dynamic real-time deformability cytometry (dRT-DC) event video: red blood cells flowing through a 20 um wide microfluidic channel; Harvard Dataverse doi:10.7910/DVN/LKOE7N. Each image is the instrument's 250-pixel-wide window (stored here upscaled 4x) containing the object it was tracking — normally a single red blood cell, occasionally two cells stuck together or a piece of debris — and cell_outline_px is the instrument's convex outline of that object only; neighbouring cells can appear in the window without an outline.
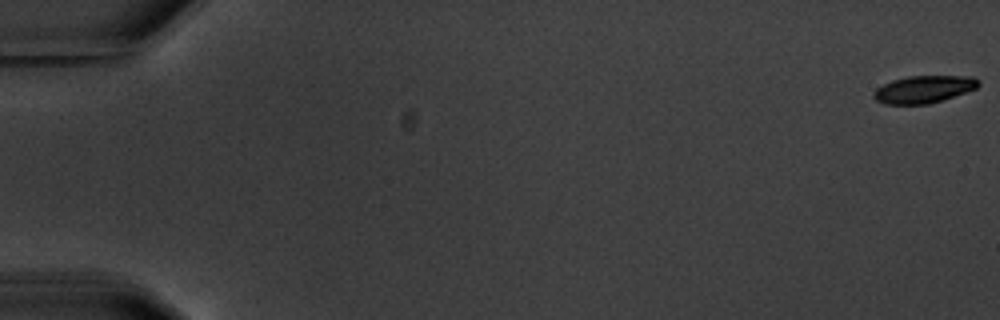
{"species": "common noctule bat (a hibernating species)", "species_latin": "Nyctalus noctula", "temperature_condition": "warm", "stored_images_in_passage": 6, "camera_frame_rate_fps": 3000, "um_per_image_px": 0.085, "animal": {"sex": "male", "body_mass_g": 20.1, "forearm_length_mm": 53.5}, "frame": {"image": 1, "passage_image": 1, "time_ms": 0.0, "image_size_px": [1000, 320], "cell_outline_px": [[980, 84], [976, 88], [928, 104], [884, 104], [876, 100], [872, 96], [872, 92], [876, 88], [892, 80], [908, 76], [972, 76], [980, 80]], "centroid_in_image_um": [78.48, 7.58], "position_along_channel_um": 6.5, "area_um2": 16.59}}
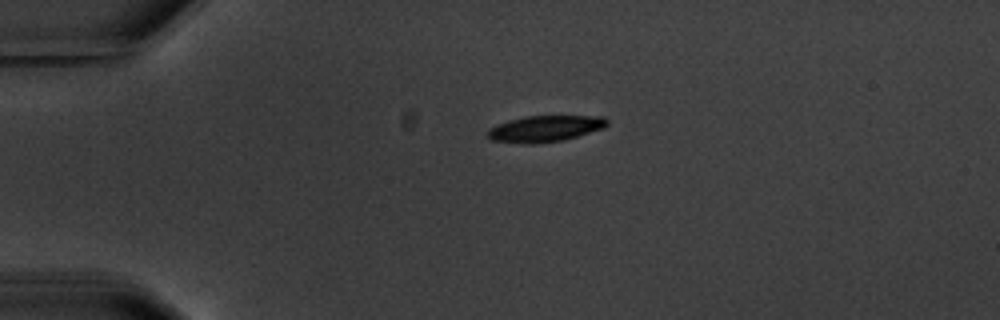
{"frame": {"image": 2, "passage_image": 5, "time_ms": 4.667, "image_size_px": [1000, 320], "cell_outline_px": [[608, 124], [604, 128], [564, 140], [536, 144], [524, 144], [492, 140], [488, 136], [488, 128], [496, 124], [508, 120], [524, 116], [604, 116], [608, 120]], "centroid_in_image_um": [46.32, 10.93], "position_along_channel_um": 38.7, "area_um2": 18.44}}